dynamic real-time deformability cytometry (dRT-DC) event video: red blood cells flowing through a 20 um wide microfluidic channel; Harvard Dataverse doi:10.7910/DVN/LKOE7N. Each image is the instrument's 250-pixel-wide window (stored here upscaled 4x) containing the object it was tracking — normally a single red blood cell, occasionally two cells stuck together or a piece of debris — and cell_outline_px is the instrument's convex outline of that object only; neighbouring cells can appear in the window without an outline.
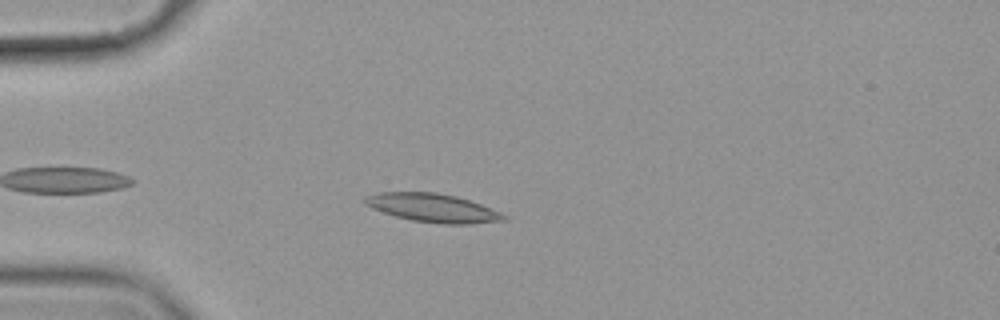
{"species": "common noctule bat (a hibernating species)", "species_latin": "Nyctalus noctula", "temperature_condition": "cold", "stored_images_in_passage": 47, "camera_frame_rate_fps": 3000, "um_per_image_px": 0.085, "animal": {"sex": "female", "body_mass_g": 19.9}, "frame": {"image": 1, "passage_image": 6, "time_ms": 1.667, "image_size_px": [1000, 320], "cell_outline_px": [[508, 220], [472, 224], [444, 224], [412, 220], [396, 216], [372, 208], [364, 204], [364, 196], [380, 192], [436, 192], [456, 196], [480, 204], [500, 212], [508, 216]], "centroid_in_image_um": [36.8, 17.67], "position_along_channel_um": 48.2, "area_um2": 23.0}}
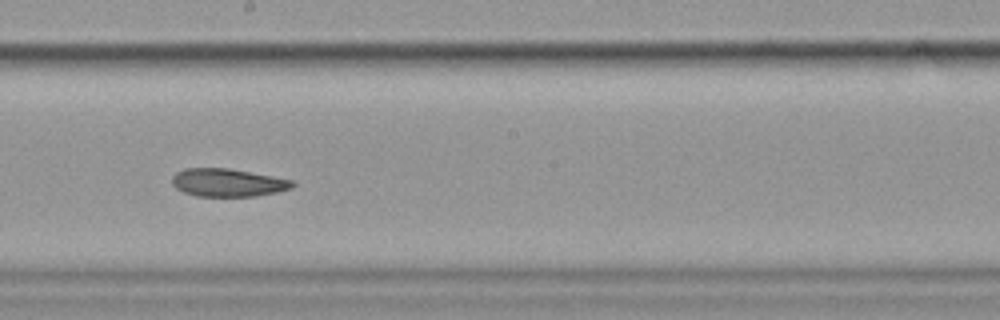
{"frame": {"image": 2, "passage_image": 23, "time_ms": 7.333, "image_size_px": [1000, 320], "cell_outline_px": [[296, 184], [292, 188], [276, 192], [256, 196], [196, 196], [184, 192], [176, 188], [172, 184], [172, 176], [176, 172], [184, 168], [228, 168], [272, 176], [292, 180]], "centroid_in_image_um": [19.34, 15.52], "position_along_channel_um": 228.9, "area_um2": 19.59}}
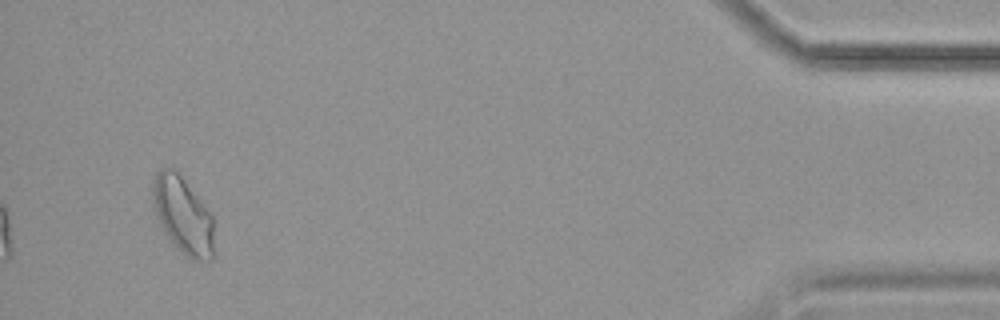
{"frame": {"image": 3, "passage_image": 45, "time_ms": 14.667, "image_size_px": [1000, 320], "cell_outline_px": [[216, 256], [212, 260], [192, 260], [168, 236], [160, 224], [152, 204], [152, 180], [156, 172], [160, 168], [172, 168], [180, 176], [200, 200], [212, 216], [216, 252]], "centroid_in_image_um": [15.57, 18.32], "position_along_channel_um": 419.6, "area_um2": 27.22}, "authors_computed_cell_mechanics": {"area_um2": 21.1548, "velocity_mm_per_s": 3.525, "shape_relaxation_time_tau1_ms": 9.0723, "shape_relaxation_time_tau2_ms": 4.029, "deformation_change_tau1": 0.1776, "deformation_change_tau2": 0.0991}}